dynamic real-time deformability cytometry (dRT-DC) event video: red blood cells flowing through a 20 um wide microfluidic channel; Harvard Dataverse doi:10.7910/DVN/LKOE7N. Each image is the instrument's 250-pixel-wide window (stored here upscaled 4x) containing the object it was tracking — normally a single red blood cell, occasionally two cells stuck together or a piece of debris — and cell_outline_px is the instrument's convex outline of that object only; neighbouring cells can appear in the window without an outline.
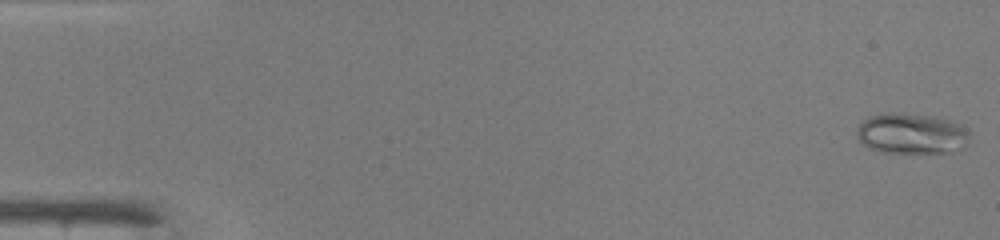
{"species": "common noctule bat (a hibernating species)", "species_latin": "Nyctalus noctula", "temperature_condition": "warm", "stored_images_in_passage": 48, "camera_frame_rate_fps": 3000, "um_per_image_px": 0.085, "animal": {"sex": "male", "body_mass_g": 19.0, "forearm_length_mm": 50.8}, "frame": {"image": 1, "passage_image": 1, "time_ms": 0.0, "image_size_px": [1000, 240], "cell_outline_px": [[968, 144], [964, 148], [952, 152], [880, 152], [868, 148], [856, 136], [856, 128], [864, 120], [872, 116], [932, 116], [952, 120], [968, 128]], "centroid_in_image_um": [77.55, 11.41], "position_along_channel_um": 7.5, "area_um2": 25.95}}
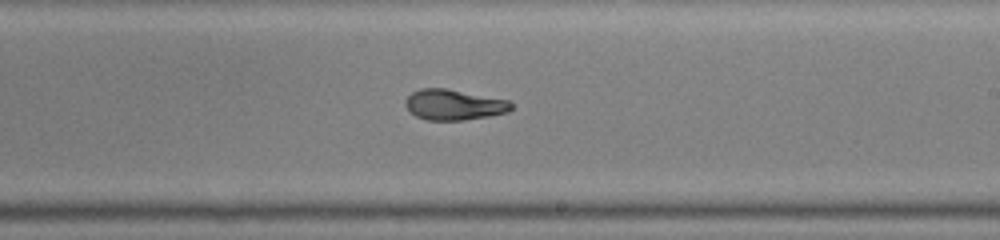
{"frame": {"image": 2, "passage_image": 29, "time_ms": 9.333, "image_size_px": [1000, 240], "cell_outline_px": [[512, 108], [508, 112], [488, 116], [464, 120], [428, 120], [416, 116], [404, 104], [404, 100], [412, 92], [420, 88], [448, 88], [508, 100], [512, 104]], "centroid_in_image_um": [38.57, 8.89], "position_along_channel_um": 250.4, "area_um2": 18.84}}
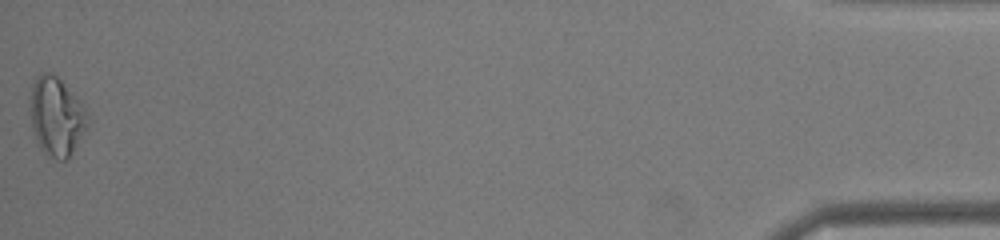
{"frame": {"image": 3, "passage_image": 48, "time_ms": 15.667, "image_size_px": [1000, 240], "cell_outline_px": [[92, 120], [72, 152], [64, 160], [56, 160], [44, 152], [40, 148], [36, 140], [32, 128], [28, 108], [32, 84], [36, 76], [44, 72], [52, 72], [84, 104]], "centroid_in_image_um": [4.8, 9.88], "position_along_channel_um": 430.4, "area_um2": 26.88}, "authors_computed_cell_mechanics": {"area_um2": 19.8254, "velocity_mm_per_s": 4.274, "shape_relaxation_time_tau1_ms": null, "shape_relaxation_time_tau2_ms": 1.4282, "deformation_change_tau1": null, "deformation_change_tau2": 0.0513}}